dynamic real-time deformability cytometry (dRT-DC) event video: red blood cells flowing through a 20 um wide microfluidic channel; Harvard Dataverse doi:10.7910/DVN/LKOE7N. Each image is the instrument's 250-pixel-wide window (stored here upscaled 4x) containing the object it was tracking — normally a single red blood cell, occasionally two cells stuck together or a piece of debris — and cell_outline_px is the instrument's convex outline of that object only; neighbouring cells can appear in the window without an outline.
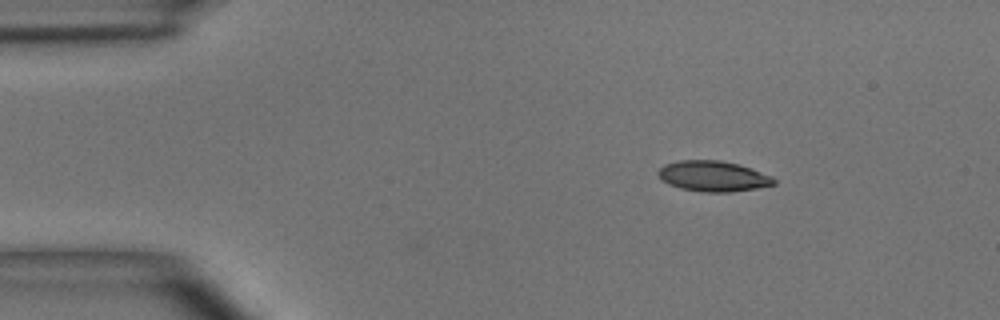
{"species": "common noctule bat (a hibernating species)", "species_latin": "Nyctalus noctula", "temperature_condition": "room temperature", "stored_images_in_passage": 4, "camera_frame_rate_fps": 3000, "um_per_image_px": 0.085, "animal": {"sex": "male", "body_mass_g": 15.6}, "frame": {"image": 1, "passage_image": 2, "time_ms": 1.0, "image_size_px": [1000, 320], "cell_outline_px": [[776, 184], [756, 188], [732, 192], [704, 192], [680, 188], [668, 184], [656, 172], [664, 164], [680, 160], [720, 160], [740, 164], [772, 176], [776, 180]], "centroid_in_image_um": [60.63, 14.97], "position_along_channel_um": 24.4, "area_um2": 20.63}}